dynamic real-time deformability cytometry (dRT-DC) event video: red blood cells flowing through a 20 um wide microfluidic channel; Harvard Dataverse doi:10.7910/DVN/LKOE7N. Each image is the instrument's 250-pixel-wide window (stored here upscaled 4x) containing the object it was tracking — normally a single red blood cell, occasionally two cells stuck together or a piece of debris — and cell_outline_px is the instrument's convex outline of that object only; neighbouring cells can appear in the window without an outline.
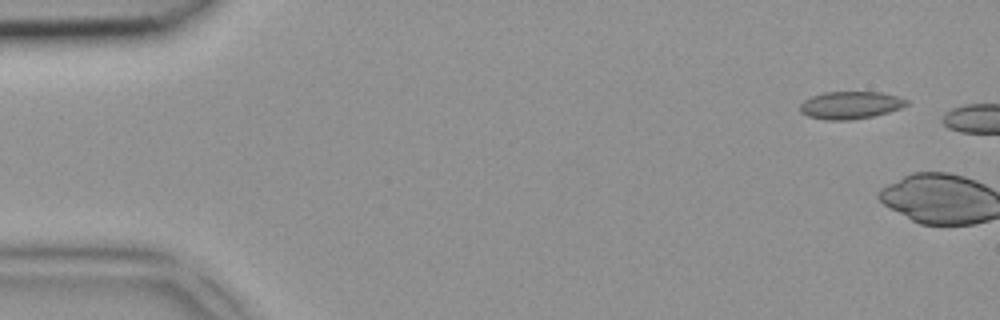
{"species": "common noctule bat (a hibernating species)", "species_latin": "Nyctalus noctula", "temperature_condition": "room temperature", "stored_images_in_passage": 2, "camera_frame_rate_fps": 3000, "um_per_image_px": 0.085, "animal": {"sex": "female", "body_mass_g": 18.4}, "frame": {"image": 1, "passage_image": 1, "time_ms": 0.0, "image_size_px": [1000, 320], "cell_outline_px": [[908, 104], [900, 108], [888, 112], [872, 116], [848, 120], [828, 120], [808, 116], [800, 112], [800, 104], [804, 100], [812, 96], [824, 92], [880, 92], [900, 96], [908, 100]], "centroid_in_image_um": [72.29, 8.93], "position_along_channel_um": 12.7, "area_um2": 17.05}}